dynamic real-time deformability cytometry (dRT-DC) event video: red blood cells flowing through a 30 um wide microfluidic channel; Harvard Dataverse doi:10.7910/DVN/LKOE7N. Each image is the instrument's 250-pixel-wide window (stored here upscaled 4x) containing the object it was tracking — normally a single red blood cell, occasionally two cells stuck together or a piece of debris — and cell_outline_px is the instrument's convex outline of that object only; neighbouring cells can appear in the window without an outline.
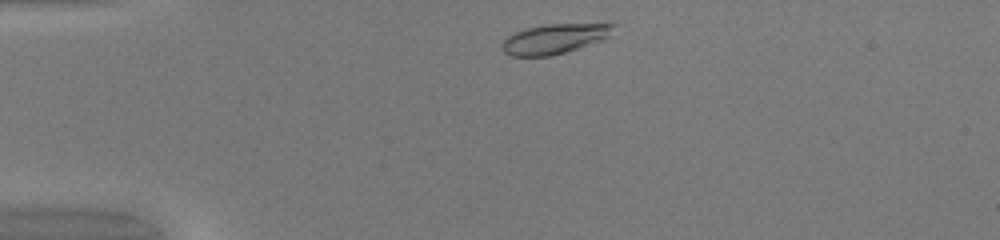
{"species": "common noctule bat (a hibernating species)", "species_latin": "Nyctalus noctula", "temperature_condition": "warm", "stored_images_in_passage": 40, "camera_frame_rate_fps": 3000, "um_per_image_px": 0.085, "animal": {"sex": "female", "body_mass_g": 20.0, "forearm_length_mm": 54.0}, "frame": {"image": 1, "passage_image": 2, "time_ms": 0.333, "image_size_px": [1000, 240], "cell_outline_px": [[616, 24], [612, 36], [604, 40], [552, 56], [512, 56], [504, 52], [500, 44], [508, 36], [524, 28], [548, 24]], "centroid_in_image_um": [47.16, 3.3], "position_along_channel_um": 37.8, "area_um2": 19.48}}
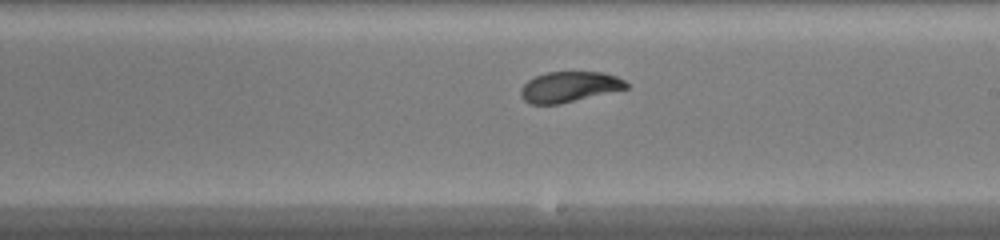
{"frame": {"image": 2, "passage_image": 20, "time_ms": 6.333, "image_size_px": [1000, 240], "cell_outline_px": [[628, 88], [560, 104], [528, 104], [520, 96], [520, 88], [528, 80], [536, 76], [548, 72], [604, 72], [616, 76], [624, 80], [628, 84]], "centroid_in_image_um": [48.37, 7.38], "position_along_channel_um": 240.6, "area_um2": 18.79}}
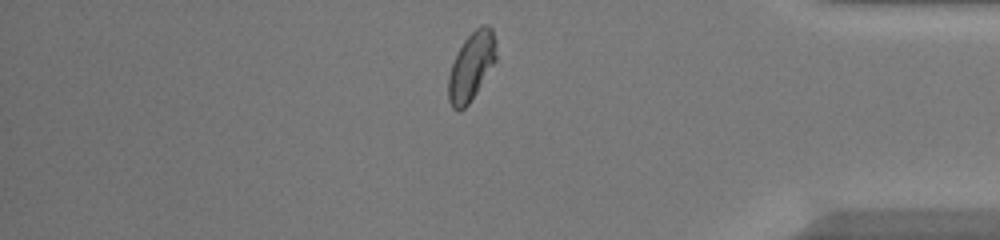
{"frame": {"image": 3, "passage_image": 33, "time_ms": 10.667, "image_size_px": [1000, 240], "cell_outline_px": [[496, 60], [476, 92], [468, 104], [460, 112], [456, 112], [452, 108], [448, 100], [448, 76], [452, 64], [464, 40], [480, 24], [488, 24], [492, 28], [496, 40]], "centroid_in_image_um": [40.06, 5.64], "position_along_channel_um": 395.1, "area_um2": 18.96}, "authors_computed_cell_mechanics": {"area_um2": 19.1607, "velocity_mm_per_s": 4.1287, "shape_relaxation_time_tau1_ms": 4.6395, "shape_relaxation_time_tau2_ms": 1.0959, "deformation_change_tau1": 0.1905, "deformation_change_tau2": 0.0439}}